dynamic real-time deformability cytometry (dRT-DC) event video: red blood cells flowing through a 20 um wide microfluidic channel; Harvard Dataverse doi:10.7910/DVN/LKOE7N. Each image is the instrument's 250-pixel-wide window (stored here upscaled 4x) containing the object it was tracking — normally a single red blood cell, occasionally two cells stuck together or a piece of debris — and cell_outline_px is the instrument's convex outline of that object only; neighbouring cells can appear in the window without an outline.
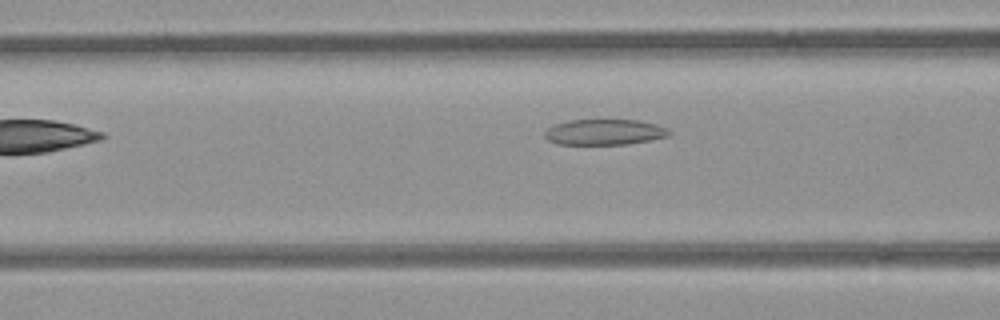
{"species": "common noctule bat (a hibernating species)", "species_latin": "Nyctalus noctula", "temperature_condition": "room temperature", "stored_images_in_passage": 7, "camera_frame_rate_fps": 3000, "um_per_image_px": 0.085, "animal": {"sex": "female", "body_mass_g": 21.9}, "frame": {"image": 1, "passage_image": 5, "time_ms": 4.667, "image_size_px": [1000, 320], "cell_outline_px": [[672, 132], [668, 136], [648, 140], [624, 144], [556, 144], [548, 140], [544, 136], [544, 132], [548, 128], [556, 124], [568, 120], [640, 120], [656, 124], [668, 128]], "centroid_in_image_um": [51.38, 11.22], "position_along_channel_um": 115.2, "area_um2": 18.55}}
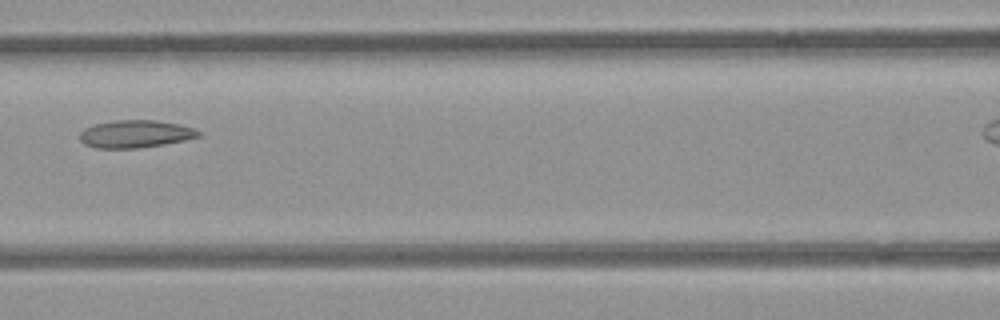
{"frame": {"image": 2, "passage_image": 6, "time_ms": 5.667, "image_size_px": [1000, 320], "cell_outline_px": [[200, 136], [184, 140], [164, 144], [140, 148], [96, 148], [84, 144], [80, 140], [80, 132], [84, 128], [96, 124], [116, 120], [156, 120], [180, 124], [196, 128], [200, 132]], "centroid_in_image_um": [11.52, 11.38], "position_along_channel_um": 155.1, "area_um2": 19.13}}